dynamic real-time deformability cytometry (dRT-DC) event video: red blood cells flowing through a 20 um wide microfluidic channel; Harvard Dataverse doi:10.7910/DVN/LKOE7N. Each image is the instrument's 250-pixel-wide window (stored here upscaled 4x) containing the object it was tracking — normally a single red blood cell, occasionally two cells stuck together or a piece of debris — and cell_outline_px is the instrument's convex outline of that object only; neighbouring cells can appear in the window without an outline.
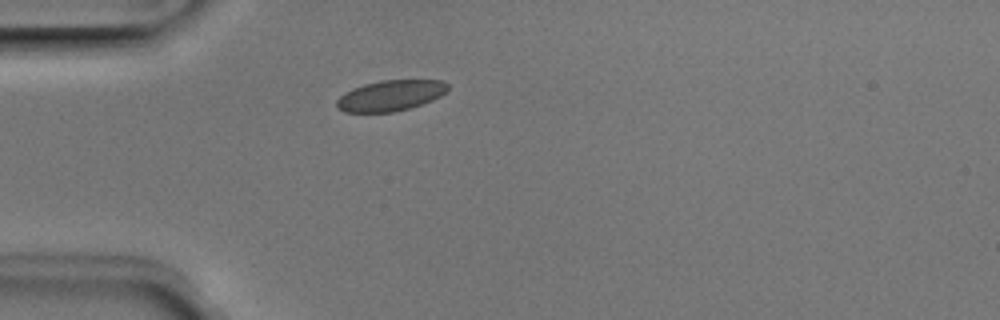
{"species": "Egyptian fruit bat (a non-hibernating species)", "species_latin": "Rousettus aegyptiacus", "temperature_condition": "room temperature", "stored_images_in_passage": 1, "camera_frame_rate_fps": 3000, "um_per_image_px": 0.085, "animal": {"sex": "male"}, "frame": {"image": 1, "passage_image": 1, "time_ms": 0.0, "image_size_px": [1000, 320], "cell_outline_px": [[448, 92], [432, 100], [408, 108], [392, 112], [344, 112], [336, 108], [336, 100], [340, 96], [352, 88], [364, 84], [380, 80], [444, 80], [448, 84]], "centroid_in_image_um": [33.19, 8.11], "position_along_channel_um": 51.8, "area_um2": 19.94}}